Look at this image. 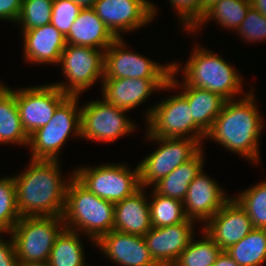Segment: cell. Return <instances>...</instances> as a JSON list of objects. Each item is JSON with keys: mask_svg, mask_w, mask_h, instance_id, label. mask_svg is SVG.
<instances>
[{"mask_svg": "<svg viewBox=\"0 0 266 266\" xmlns=\"http://www.w3.org/2000/svg\"><path fill=\"white\" fill-rule=\"evenodd\" d=\"M30 160L27 170L13 175L21 217L62 216L67 188L74 171L65 180L59 169V161Z\"/></svg>", "mask_w": 266, "mask_h": 266, "instance_id": "6da1fadb", "label": "cell"}, {"mask_svg": "<svg viewBox=\"0 0 266 266\" xmlns=\"http://www.w3.org/2000/svg\"><path fill=\"white\" fill-rule=\"evenodd\" d=\"M254 90L238 101H225L205 139H211L232 153L259 162V138L264 128Z\"/></svg>", "mask_w": 266, "mask_h": 266, "instance_id": "7a4b0ae2", "label": "cell"}, {"mask_svg": "<svg viewBox=\"0 0 266 266\" xmlns=\"http://www.w3.org/2000/svg\"><path fill=\"white\" fill-rule=\"evenodd\" d=\"M192 50V55L190 54L184 68L180 66V63L172 62L173 70L169 81L173 86H191L209 90L219 94L226 101L234 100L235 96L244 92L243 77L229 62H226L217 53L200 47L199 44ZM180 68H183V72H181L184 77L183 83H179L180 81L175 79L176 73L182 71Z\"/></svg>", "mask_w": 266, "mask_h": 266, "instance_id": "3957f363", "label": "cell"}, {"mask_svg": "<svg viewBox=\"0 0 266 266\" xmlns=\"http://www.w3.org/2000/svg\"><path fill=\"white\" fill-rule=\"evenodd\" d=\"M115 204L99 198L75 176L67 188L62 219L65 228L86 235L95 243L114 229Z\"/></svg>", "mask_w": 266, "mask_h": 266, "instance_id": "277c9868", "label": "cell"}, {"mask_svg": "<svg viewBox=\"0 0 266 266\" xmlns=\"http://www.w3.org/2000/svg\"><path fill=\"white\" fill-rule=\"evenodd\" d=\"M65 229L62 216H23L11 235L21 266H45L51 249Z\"/></svg>", "mask_w": 266, "mask_h": 266, "instance_id": "5b68a950", "label": "cell"}, {"mask_svg": "<svg viewBox=\"0 0 266 266\" xmlns=\"http://www.w3.org/2000/svg\"><path fill=\"white\" fill-rule=\"evenodd\" d=\"M80 96H68L55 110L45 126L29 135L31 159L59 161L60 149L68 137L81 138ZM71 134V135H70Z\"/></svg>", "mask_w": 266, "mask_h": 266, "instance_id": "8992f818", "label": "cell"}, {"mask_svg": "<svg viewBox=\"0 0 266 266\" xmlns=\"http://www.w3.org/2000/svg\"><path fill=\"white\" fill-rule=\"evenodd\" d=\"M163 99L147 110L145 137L190 138L203 147L206 134L193 122L187 98L179 92Z\"/></svg>", "mask_w": 266, "mask_h": 266, "instance_id": "52a82bcc", "label": "cell"}, {"mask_svg": "<svg viewBox=\"0 0 266 266\" xmlns=\"http://www.w3.org/2000/svg\"><path fill=\"white\" fill-rule=\"evenodd\" d=\"M74 176L96 196L114 204L141 188L138 165L133 170L124 163L81 166Z\"/></svg>", "mask_w": 266, "mask_h": 266, "instance_id": "ba28073f", "label": "cell"}, {"mask_svg": "<svg viewBox=\"0 0 266 266\" xmlns=\"http://www.w3.org/2000/svg\"><path fill=\"white\" fill-rule=\"evenodd\" d=\"M104 54V50L67 44L59 65L61 64L62 74L69 83L64 81L52 84L68 96H81L99 78V81L104 78Z\"/></svg>", "mask_w": 266, "mask_h": 266, "instance_id": "9c48e42d", "label": "cell"}, {"mask_svg": "<svg viewBox=\"0 0 266 266\" xmlns=\"http://www.w3.org/2000/svg\"><path fill=\"white\" fill-rule=\"evenodd\" d=\"M147 138L160 145L138 164L140 186L144 189L170 174L202 148L196 140L190 138Z\"/></svg>", "mask_w": 266, "mask_h": 266, "instance_id": "30bf717a", "label": "cell"}, {"mask_svg": "<svg viewBox=\"0 0 266 266\" xmlns=\"http://www.w3.org/2000/svg\"><path fill=\"white\" fill-rule=\"evenodd\" d=\"M172 70V62L160 65L146 56L129 51L122 37L105 50L103 79H170Z\"/></svg>", "mask_w": 266, "mask_h": 266, "instance_id": "8fae6325", "label": "cell"}, {"mask_svg": "<svg viewBox=\"0 0 266 266\" xmlns=\"http://www.w3.org/2000/svg\"><path fill=\"white\" fill-rule=\"evenodd\" d=\"M127 110L102 100H92L81 107V138L88 141L114 142L133 133L136 124L126 117Z\"/></svg>", "mask_w": 266, "mask_h": 266, "instance_id": "7c38bea8", "label": "cell"}, {"mask_svg": "<svg viewBox=\"0 0 266 266\" xmlns=\"http://www.w3.org/2000/svg\"><path fill=\"white\" fill-rule=\"evenodd\" d=\"M68 97L55 84L15 90L22 127L29 136L52 119L57 107Z\"/></svg>", "mask_w": 266, "mask_h": 266, "instance_id": "4fadbf2b", "label": "cell"}, {"mask_svg": "<svg viewBox=\"0 0 266 266\" xmlns=\"http://www.w3.org/2000/svg\"><path fill=\"white\" fill-rule=\"evenodd\" d=\"M93 9L117 38L143 28L155 20L158 12L149 0H97Z\"/></svg>", "mask_w": 266, "mask_h": 266, "instance_id": "5bb4252c", "label": "cell"}, {"mask_svg": "<svg viewBox=\"0 0 266 266\" xmlns=\"http://www.w3.org/2000/svg\"><path fill=\"white\" fill-rule=\"evenodd\" d=\"M253 229L246 210L233 196L203 225V230L222 251L239 242Z\"/></svg>", "mask_w": 266, "mask_h": 266, "instance_id": "9a60e30c", "label": "cell"}, {"mask_svg": "<svg viewBox=\"0 0 266 266\" xmlns=\"http://www.w3.org/2000/svg\"><path fill=\"white\" fill-rule=\"evenodd\" d=\"M196 222L187 219L182 223L152 227L144 236L152 258L159 266H172L194 235Z\"/></svg>", "mask_w": 266, "mask_h": 266, "instance_id": "2e32d148", "label": "cell"}, {"mask_svg": "<svg viewBox=\"0 0 266 266\" xmlns=\"http://www.w3.org/2000/svg\"><path fill=\"white\" fill-rule=\"evenodd\" d=\"M201 172L189 184L183 201L184 212L188 219L206 223L230 199L218 183Z\"/></svg>", "mask_w": 266, "mask_h": 266, "instance_id": "e0dca14e", "label": "cell"}, {"mask_svg": "<svg viewBox=\"0 0 266 266\" xmlns=\"http://www.w3.org/2000/svg\"><path fill=\"white\" fill-rule=\"evenodd\" d=\"M105 257L120 266H159L150 254L144 237L112 230L96 243Z\"/></svg>", "mask_w": 266, "mask_h": 266, "instance_id": "ac0fdd59", "label": "cell"}, {"mask_svg": "<svg viewBox=\"0 0 266 266\" xmlns=\"http://www.w3.org/2000/svg\"><path fill=\"white\" fill-rule=\"evenodd\" d=\"M169 79H102V99L128 112L145 102L152 92L161 91Z\"/></svg>", "mask_w": 266, "mask_h": 266, "instance_id": "d6986e66", "label": "cell"}, {"mask_svg": "<svg viewBox=\"0 0 266 266\" xmlns=\"http://www.w3.org/2000/svg\"><path fill=\"white\" fill-rule=\"evenodd\" d=\"M24 59L27 63L59 65L67 43L65 36L52 24L22 32Z\"/></svg>", "mask_w": 266, "mask_h": 266, "instance_id": "ffe728a7", "label": "cell"}, {"mask_svg": "<svg viewBox=\"0 0 266 266\" xmlns=\"http://www.w3.org/2000/svg\"><path fill=\"white\" fill-rule=\"evenodd\" d=\"M144 188L114 206V230L144 237L152 228L149 198ZM148 199V200H147Z\"/></svg>", "mask_w": 266, "mask_h": 266, "instance_id": "44dd1931", "label": "cell"}, {"mask_svg": "<svg viewBox=\"0 0 266 266\" xmlns=\"http://www.w3.org/2000/svg\"><path fill=\"white\" fill-rule=\"evenodd\" d=\"M66 43L106 50L117 37L99 18L93 8H82L65 36Z\"/></svg>", "mask_w": 266, "mask_h": 266, "instance_id": "7402d4cb", "label": "cell"}, {"mask_svg": "<svg viewBox=\"0 0 266 266\" xmlns=\"http://www.w3.org/2000/svg\"><path fill=\"white\" fill-rule=\"evenodd\" d=\"M181 88V93L187 98L193 122L206 134L219 115L225 99L219 94L191 86H173L169 81L161 90Z\"/></svg>", "mask_w": 266, "mask_h": 266, "instance_id": "603a6c76", "label": "cell"}, {"mask_svg": "<svg viewBox=\"0 0 266 266\" xmlns=\"http://www.w3.org/2000/svg\"><path fill=\"white\" fill-rule=\"evenodd\" d=\"M204 150L201 148L191 159L176 167L153 186L160 195L184 201L189 184L204 168Z\"/></svg>", "mask_w": 266, "mask_h": 266, "instance_id": "cb8c5ba5", "label": "cell"}, {"mask_svg": "<svg viewBox=\"0 0 266 266\" xmlns=\"http://www.w3.org/2000/svg\"><path fill=\"white\" fill-rule=\"evenodd\" d=\"M29 136L22 127L15 90L6 86L0 92V144L28 146Z\"/></svg>", "mask_w": 266, "mask_h": 266, "instance_id": "d4e9b609", "label": "cell"}, {"mask_svg": "<svg viewBox=\"0 0 266 266\" xmlns=\"http://www.w3.org/2000/svg\"><path fill=\"white\" fill-rule=\"evenodd\" d=\"M80 238L81 233L65 228L54 242L45 266H87Z\"/></svg>", "mask_w": 266, "mask_h": 266, "instance_id": "484cf974", "label": "cell"}, {"mask_svg": "<svg viewBox=\"0 0 266 266\" xmlns=\"http://www.w3.org/2000/svg\"><path fill=\"white\" fill-rule=\"evenodd\" d=\"M250 0H220L211 6L203 15L199 23L190 31L198 32L205 22L215 20L222 28L237 30L245 19Z\"/></svg>", "mask_w": 266, "mask_h": 266, "instance_id": "4316f807", "label": "cell"}, {"mask_svg": "<svg viewBox=\"0 0 266 266\" xmlns=\"http://www.w3.org/2000/svg\"><path fill=\"white\" fill-rule=\"evenodd\" d=\"M226 252L239 266H262L266 262V229L254 228Z\"/></svg>", "mask_w": 266, "mask_h": 266, "instance_id": "83f0119b", "label": "cell"}, {"mask_svg": "<svg viewBox=\"0 0 266 266\" xmlns=\"http://www.w3.org/2000/svg\"><path fill=\"white\" fill-rule=\"evenodd\" d=\"M149 199V211L152 227H164L187 220L183 201L158 194L154 189Z\"/></svg>", "mask_w": 266, "mask_h": 266, "instance_id": "f1b7e54d", "label": "cell"}, {"mask_svg": "<svg viewBox=\"0 0 266 266\" xmlns=\"http://www.w3.org/2000/svg\"><path fill=\"white\" fill-rule=\"evenodd\" d=\"M201 237L196 241L193 236L172 266H212L222 250L204 230Z\"/></svg>", "mask_w": 266, "mask_h": 266, "instance_id": "f546056e", "label": "cell"}, {"mask_svg": "<svg viewBox=\"0 0 266 266\" xmlns=\"http://www.w3.org/2000/svg\"><path fill=\"white\" fill-rule=\"evenodd\" d=\"M246 210L253 228L266 229V180L234 196Z\"/></svg>", "mask_w": 266, "mask_h": 266, "instance_id": "4dcf8cb0", "label": "cell"}, {"mask_svg": "<svg viewBox=\"0 0 266 266\" xmlns=\"http://www.w3.org/2000/svg\"><path fill=\"white\" fill-rule=\"evenodd\" d=\"M21 215L17 207L16 187L13 176L0 179V234H11Z\"/></svg>", "mask_w": 266, "mask_h": 266, "instance_id": "1f68e13d", "label": "cell"}, {"mask_svg": "<svg viewBox=\"0 0 266 266\" xmlns=\"http://www.w3.org/2000/svg\"><path fill=\"white\" fill-rule=\"evenodd\" d=\"M54 0H23L17 20L22 32L51 24Z\"/></svg>", "mask_w": 266, "mask_h": 266, "instance_id": "d6a6232c", "label": "cell"}, {"mask_svg": "<svg viewBox=\"0 0 266 266\" xmlns=\"http://www.w3.org/2000/svg\"><path fill=\"white\" fill-rule=\"evenodd\" d=\"M81 9L79 5L70 0H54L51 24L66 36Z\"/></svg>", "mask_w": 266, "mask_h": 266, "instance_id": "836d02e7", "label": "cell"}, {"mask_svg": "<svg viewBox=\"0 0 266 266\" xmlns=\"http://www.w3.org/2000/svg\"><path fill=\"white\" fill-rule=\"evenodd\" d=\"M235 31L246 42L266 41V17L251 6L240 27Z\"/></svg>", "mask_w": 266, "mask_h": 266, "instance_id": "e575fe53", "label": "cell"}, {"mask_svg": "<svg viewBox=\"0 0 266 266\" xmlns=\"http://www.w3.org/2000/svg\"><path fill=\"white\" fill-rule=\"evenodd\" d=\"M169 3L186 32H190L202 18V0H169Z\"/></svg>", "mask_w": 266, "mask_h": 266, "instance_id": "d590c367", "label": "cell"}, {"mask_svg": "<svg viewBox=\"0 0 266 266\" xmlns=\"http://www.w3.org/2000/svg\"><path fill=\"white\" fill-rule=\"evenodd\" d=\"M0 266H19L12 236L9 240L0 237Z\"/></svg>", "mask_w": 266, "mask_h": 266, "instance_id": "8d00e7d4", "label": "cell"}, {"mask_svg": "<svg viewBox=\"0 0 266 266\" xmlns=\"http://www.w3.org/2000/svg\"><path fill=\"white\" fill-rule=\"evenodd\" d=\"M23 0H0V20L17 23Z\"/></svg>", "mask_w": 266, "mask_h": 266, "instance_id": "74e56055", "label": "cell"}, {"mask_svg": "<svg viewBox=\"0 0 266 266\" xmlns=\"http://www.w3.org/2000/svg\"><path fill=\"white\" fill-rule=\"evenodd\" d=\"M212 266H239V265L226 251H221Z\"/></svg>", "mask_w": 266, "mask_h": 266, "instance_id": "f35d334b", "label": "cell"}, {"mask_svg": "<svg viewBox=\"0 0 266 266\" xmlns=\"http://www.w3.org/2000/svg\"><path fill=\"white\" fill-rule=\"evenodd\" d=\"M251 6L266 17V0H250Z\"/></svg>", "mask_w": 266, "mask_h": 266, "instance_id": "ab89813d", "label": "cell"}, {"mask_svg": "<svg viewBox=\"0 0 266 266\" xmlns=\"http://www.w3.org/2000/svg\"><path fill=\"white\" fill-rule=\"evenodd\" d=\"M75 4L79 5L81 8H93L97 0H70Z\"/></svg>", "mask_w": 266, "mask_h": 266, "instance_id": "60d3db41", "label": "cell"}, {"mask_svg": "<svg viewBox=\"0 0 266 266\" xmlns=\"http://www.w3.org/2000/svg\"><path fill=\"white\" fill-rule=\"evenodd\" d=\"M220 0H202V17L204 13L215 3L219 2Z\"/></svg>", "mask_w": 266, "mask_h": 266, "instance_id": "b9f144b4", "label": "cell"}, {"mask_svg": "<svg viewBox=\"0 0 266 266\" xmlns=\"http://www.w3.org/2000/svg\"><path fill=\"white\" fill-rule=\"evenodd\" d=\"M6 87V85L4 84V86H3V84L2 83H0V92L4 89Z\"/></svg>", "mask_w": 266, "mask_h": 266, "instance_id": "7bdbcfd3", "label": "cell"}]
</instances>
